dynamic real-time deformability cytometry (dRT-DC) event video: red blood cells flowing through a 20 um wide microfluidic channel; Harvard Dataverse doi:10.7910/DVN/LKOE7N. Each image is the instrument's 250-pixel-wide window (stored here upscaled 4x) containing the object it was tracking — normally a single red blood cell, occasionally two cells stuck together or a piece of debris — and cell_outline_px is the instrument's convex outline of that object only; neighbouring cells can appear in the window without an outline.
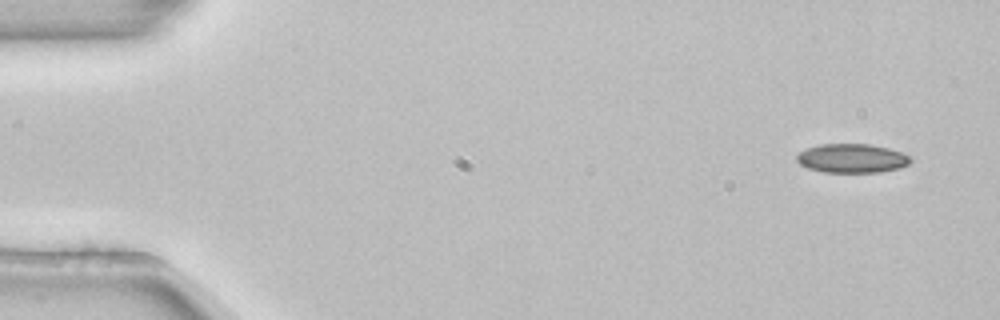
{"species": "common noctule bat (a hibernating species)", "species_latin": "Nyctalus noctula", "temperature_condition": "room temperature", "stored_images_in_passage": 4, "camera_frame_rate_fps": 3000, "um_per_image_px": 0.085, "animal": {"sex": "female", "body_mass_g": 22.7, "forearm_length_mm": 54.2}, "frame": {"image": 1, "passage_image": 1, "time_ms": 0.0, "image_size_px": [1000, 320], "cell_outline_px": [[912, 160], [908, 164], [900, 168], [880, 172], [824, 172], [808, 168], [800, 164], [796, 160], [796, 156], [800, 152], [808, 148], [820, 144], [868, 144], [888, 148], [900, 152], [908, 156]], "centroid_in_image_um": [72.4, 13.46], "position_along_channel_um": 12.6, "area_um2": 19.07}}
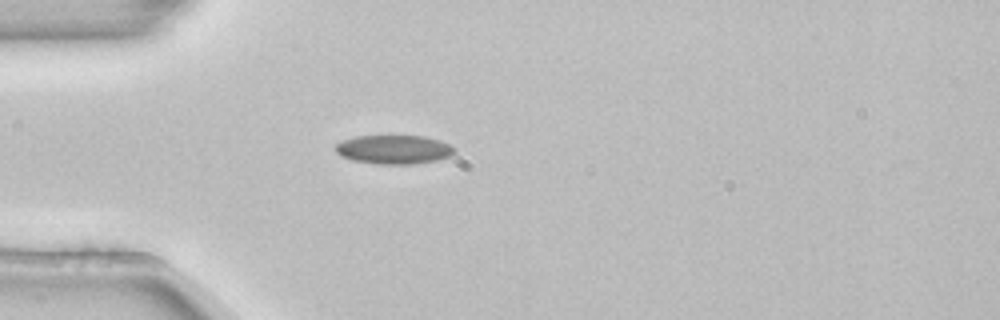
{"frame": {"image": 2, "passage_image": 4, "time_ms": 1.0, "image_size_px": [1000, 320], "cell_outline_px": [[456, 152], [452, 156], [436, 160], [412, 164], [376, 164], [352, 160], [340, 156], [336, 152], [336, 144], [344, 140], [356, 136], [424, 136], [440, 140], [456, 148]], "centroid_in_image_um": [33.51, 12.71], "position_along_channel_um": 51.5, "area_um2": 20.11}}